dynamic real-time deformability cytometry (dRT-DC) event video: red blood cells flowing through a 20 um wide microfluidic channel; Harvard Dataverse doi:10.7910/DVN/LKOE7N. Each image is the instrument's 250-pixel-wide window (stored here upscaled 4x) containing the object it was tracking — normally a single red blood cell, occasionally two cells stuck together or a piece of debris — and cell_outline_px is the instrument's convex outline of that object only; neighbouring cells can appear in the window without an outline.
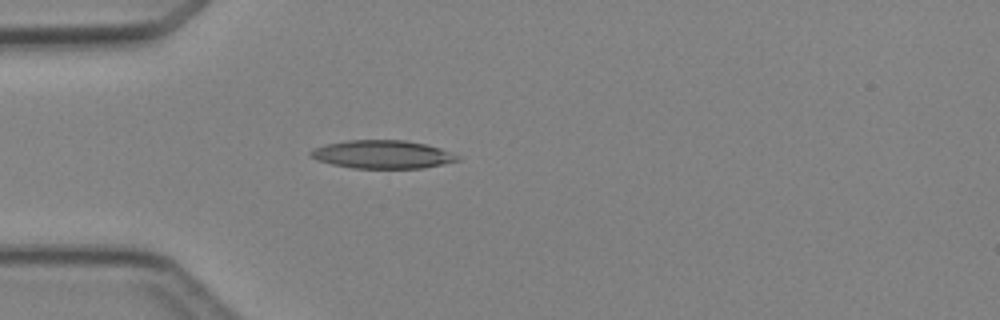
{"species": "Egyptian fruit bat (a non-hibernating species)", "species_latin": "Rousettus aegyptiacus", "temperature_condition": "cold", "stored_images_in_passage": 1, "camera_frame_rate_fps": 3000, "um_per_image_px": 0.085, "animal": {"sex": "female"}, "frame": {"image": 1, "passage_image": 1, "time_ms": 0.0, "image_size_px": [1000, 320], "cell_outline_px": [[460, 160], [424, 168], [352, 168], [332, 164], [316, 160], [308, 156], [308, 152], [312, 148], [324, 144], [348, 140], [404, 140], [424, 144], [440, 148], [460, 156]], "centroid_in_image_um": [32.45, 13.12], "position_along_channel_um": 52.6, "area_um2": 24.28}}